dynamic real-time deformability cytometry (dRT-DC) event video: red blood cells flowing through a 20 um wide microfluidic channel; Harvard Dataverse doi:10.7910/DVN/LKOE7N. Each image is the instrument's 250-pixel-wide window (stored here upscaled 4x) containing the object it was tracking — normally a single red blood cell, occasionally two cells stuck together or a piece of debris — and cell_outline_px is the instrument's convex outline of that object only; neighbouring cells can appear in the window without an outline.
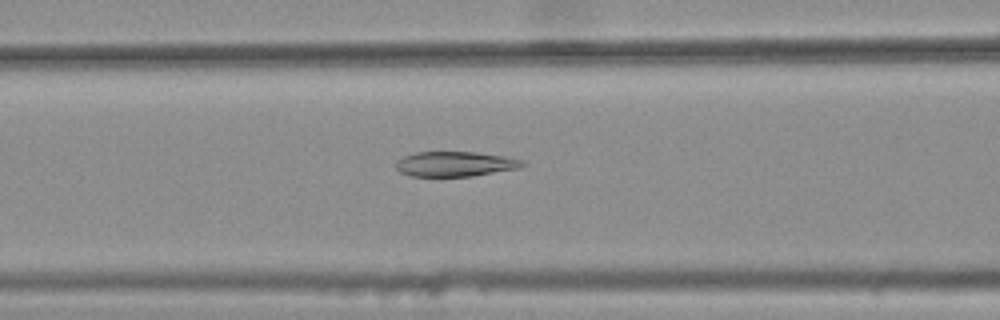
{"species": "common noctule bat (a hibernating species)", "species_latin": "Nyctalus noctula", "temperature_condition": "warm", "stored_images_in_passage": 40, "camera_frame_rate_fps": 3000, "um_per_image_px": 0.085, "animal": {"sex": "female", "body_mass_g": 25.1}, "frame": {"image": 1, "passage_image": 15, "time_ms": 4.667, "image_size_px": [1000, 320], "cell_outline_px": [[524, 164], [520, 168], [472, 176], [412, 176], [400, 172], [396, 168], [396, 160], [404, 156], [416, 152], [476, 152], [504, 156], [524, 160]], "centroid_in_image_um": [38.68, 13.93], "position_along_channel_um": 127.9, "area_um2": 18.38}}
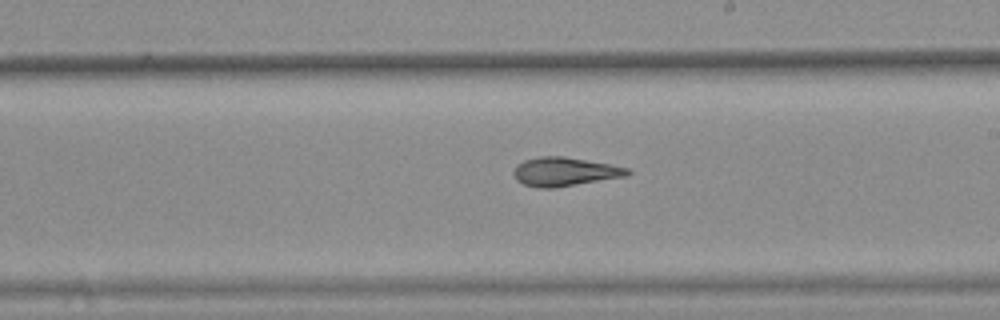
{"frame": {"image": 2, "passage_image": 24, "time_ms": 7.667, "image_size_px": [1000, 320], "cell_outline_px": [[632, 172], [624, 176], [556, 188], [536, 188], [524, 184], [516, 180], [512, 172], [516, 164], [524, 160], [540, 156], [564, 156], [608, 164], [628, 168]], "centroid_in_image_um": [47.93, 14.6], "position_along_channel_um": 241.1, "area_um2": 19.07}}
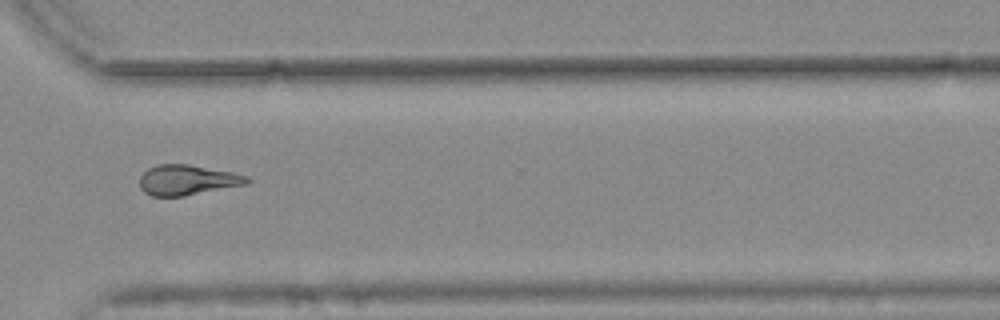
{"frame": {"image": 3, "passage_image": 33, "time_ms": 10.667, "image_size_px": [1000, 320], "cell_outline_px": [[252, 180], [248, 184], [184, 196], [152, 196], [144, 192], [140, 188], [140, 176], [148, 168], [160, 164], [188, 164], [232, 172], [248, 176]], "centroid_in_image_um": [15.94, 15.3], "position_along_channel_um": 354.7, "area_um2": 18.96}, "authors_computed_cell_mechanics": {"area_um2": 18.9873, "velocity_mm_per_s": 3.7738, "shape_relaxation_time_tau1_ms": null, "shape_relaxation_time_tau2_ms": 3.2784, "deformation_change_tau1": null, "deformation_change_tau2": 0.0941}}